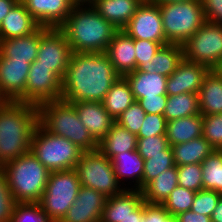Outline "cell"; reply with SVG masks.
Wrapping results in <instances>:
<instances>
[{"instance_id": "f35d334b", "label": "cell", "mask_w": 222, "mask_h": 222, "mask_svg": "<svg viewBox=\"0 0 222 222\" xmlns=\"http://www.w3.org/2000/svg\"><path fill=\"white\" fill-rule=\"evenodd\" d=\"M202 136L217 150H222V113L203 116Z\"/></svg>"}, {"instance_id": "836d02e7", "label": "cell", "mask_w": 222, "mask_h": 222, "mask_svg": "<svg viewBox=\"0 0 222 222\" xmlns=\"http://www.w3.org/2000/svg\"><path fill=\"white\" fill-rule=\"evenodd\" d=\"M203 189L222 194V150L215 149L201 163Z\"/></svg>"}, {"instance_id": "4dcf8cb0", "label": "cell", "mask_w": 222, "mask_h": 222, "mask_svg": "<svg viewBox=\"0 0 222 222\" xmlns=\"http://www.w3.org/2000/svg\"><path fill=\"white\" fill-rule=\"evenodd\" d=\"M171 147L176 166L195 163L201 164L215 150L203 136Z\"/></svg>"}, {"instance_id": "d6986e66", "label": "cell", "mask_w": 222, "mask_h": 222, "mask_svg": "<svg viewBox=\"0 0 222 222\" xmlns=\"http://www.w3.org/2000/svg\"><path fill=\"white\" fill-rule=\"evenodd\" d=\"M69 103L75 107L80 121L97 142L107 134L115 122L102 102L81 101Z\"/></svg>"}, {"instance_id": "db71d44e", "label": "cell", "mask_w": 222, "mask_h": 222, "mask_svg": "<svg viewBox=\"0 0 222 222\" xmlns=\"http://www.w3.org/2000/svg\"><path fill=\"white\" fill-rule=\"evenodd\" d=\"M74 6H92L95 0H70Z\"/></svg>"}, {"instance_id": "3957f363", "label": "cell", "mask_w": 222, "mask_h": 222, "mask_svg": "<svg viewBox=\"0 0 222 222\" xmlns=\"http://www.w3.org/2000/svg\"><path fill=\"white\" fill-rule=\"evenodd\" d=\"M72 52L104 53L118 31L92 6H74L60 27Z\"/></svg>"}, {"instance_id": "6f0895ef", "label": "cell", "mask_w": 222, "mask_h": 222, "mask_svg": "<svg viewBox=\"0 0 222 222\" xmlns=\"http://www.w3.org/2000/svg\"><path fill=\"white\" fill-rule=\"evenodd\" d=\"M2 166H3V164L0 162V170H2Z\"/></svg>"}, {"instance_id": "f6af8a7d", "label": "cell", "mask_w": 222, "mask_h": 222, "mask_svg": "<svg viewBox=\"0 0 222 222\" xmlns=\"http://www.w3.org/2000/svg\"><path fill=\"white\" fill-rule=\"evenodd\" d=\"M162 46L161 43L150 40H134L135 55H136V69L142 64H150L153 56Z\"/></svg>"}, {"instance_id": "e575fe53", "label": "cell", "mask_w": 222, "mask_h": 222, "mask_svg": "<svg viewBox=\"0 0 222 222\" xmlns=\"http://www.w3.org/2000/svg\"><path fill=\"white\" fill-rule=\"evenodd\" d=\"M174 165L173 149L171 146L162 151V154L147 155V159L144 160L142 188L155 179L161 172Z\"/></svg>"}, {"instance_id": "c3c4849f", "label": "cell", "mask_w": 222, "mask_h": 222, "mask_svg": "<svg viewBox=\"0 0 222 222\" xmlns=\"http://www.w3.org/2000/svg\"><path fill=\"white\" fill-rule=\"evenodd\" d=\"M206 21L222 24V0H201Z\"/></svg>"}, {"instance_id": "5bb4252c", "label": "cell", "mask_w": 222, "mask_h": 222, "mask_svg": "<svg viewBox=\"0 0 222 222\" xmlns=\"http://www.w3.org/2000/svg\"><path fill=\"white\" fill-rule=\"evenodd\" d=\"M30 65L26 61H9L0 55V101L26 103Z\"/></svg>"}, {"instance_id": "f907efd6", "label": "cell", "mask_w": 222, "mask_h": 222, "mask_svg": "<svg viewBox=\"0 0 222 222\" xmlns=\"http://www.w3.org/2000/svg\"><path fill=\"white\" fill-rule=\"evenodd\" d=\"M18 1L19 0H0V25L3 22V19Z\"/></svg>"}, {"instance_id": "d4e9b609", "label": "cell", "mask_w": 222, "mask_h": 222, "mask_svg": "<svg viewBox=\"0 0 222 222\" xmlns=\"http://www.w3.org/2000/svg\"><path fill=\"white\" fill-rule=\"evenodd\" d=\"M128 81L135 101L144 97L167 95V77L158 73L135 71L124 76Z\"/></svg>"}, {"instance_id": "4fadbf2b", "label": "cell", "mask_w": 222, "mask_h": 222, "mask_svg": "<svg viewBox=\"0 0 222 222\" xmlns=\"http://www.w3.org/2000/svg\"><path fill=\"white\" fill-rule=\"evenodd\" d=\"M62 80L48 67L30 66L26 83V103L39 106L42 103L61 100Z\"/></svg>"}, {"instance_id": "11a10c76", "label": "cell", "mask_w": 222, "mask_h": 222, "mask_svg": "<svg viewBox=\"0 0 222 222\" xmlns=\"http://www.w3.org/2000/svg\"><path fill=\"white\" fill-rule=\"evenodd\" d=\"M154 3H176V2H184V1H192V0H150Z\"/></svg>"}, {"instance_id": "681fc988", "label": "cell", "mask_w": 222, "mask_h": 222, "mask_svg": "<svg viewBox=\"0 0 222 222\" xmlns=\"http://www.w3.org/2000/svg\"><path fill=\"white\" fill-rule=\"evenodd\" d=\"M178 222H211V217L192 212L191 210L177 215Z\"/></svg>"}, {"instance_id": "b9f144b4", "label": "cell", "mask_w": 222, "mask_h": 222, "mask_svg": "<svg viewBox=\"0 0 222 222\" xmlns=\"http://www.w3.org/2000/svg\"><path fill=\"white\" fill-rule=\"evenodd\" d=\"M18 202L8 186L7 177L0 170V222H10Z\"/></svg>"}, {"instance_id": "6da1fadb", "label": "cell", "mask_w": 222, "mask_h": 222, "mask_svg": "<svg viewBox=\"0 0 222 222\" xmlns=\"http://www.w3.org/2000/svg\"><path fill=\"white\" fill-rule=\"evenodd\" d=\"M119 77L105 52H72L62 79L61 99L66 102H102Z\"/></svg>"}, {"instance_id": "d590c367", "label": "cell", "mask_w": 222, "mask_h": 222, "mask_svg": "<svg viewBox=\"0 0 222 222\" xmlns=\"http://www.w3.org/2000/svg\"><path fill=\"white\" fill-rule=\"evenodd\" d=\"M196 192L177 185L163 202L162 206L172 215L191 210Z\"/></svg>"}, {"instance_id": "1f68e13d", "label": "cell", "mask_w": 222, "mask_h": 222, "mask_svg": "<svg viewBox=\"0 0 222 222\" xmlns=\"http://www.w3.org/2000/svg\"><path fill=\"white\" fill-rule=\"evenodd\" d=\"M134 102L135 99L128 81L125 77L120 76L105 95L102 104L116 120Z\"/></svg>"}, {"instance_id": "ba28073f", "label": "cell", "mask_w": 222, "mask_h": 222, "mask_svg": "<svg viewBox=\"0 0 222 222\" xmlns=\"http://www.w3.org/2000/svg\"><path fill=\"white\" fill-rule=\"evenodd\" d=\"M80 188L75 169L52 171L39 203L53 222H60L76 200Z\"/></svg>"}, {"instance_id": "ac0fdd59", "label": "cell", "mask_w": 222, "mask_h": 222, "mask_svg": "<svg viewBox=\"0 0 222 222\" xmlns=\"http://www.w3.org/2000/svg\"><path fill=\"white\" fill-rule=\"evenodd\" d=\"M111 161L116 178L123 189H142L144 159L137 150L118 153Z\"/></svg>"}, {"instance_id": "8fae6325", "label": "cell", "mask_w": 222, "mask_h": 222, "mask_svg": "<svg viewBox=\"0 0 222 222\" xmlns=\"http://www.w3.org/2000/svg\"><path fill=\"white\" fill-rule=\"evenodd\" d=\"M72 49L60 28L40 26V43L37 59L30 66H45L61 80L68 67Z\"/></svg>"}, {"instance_id": "bcb514c9", "label": "cell", "mask_w": 222, "mask_h": 222, "mask_svg": "<svg viewBox=\"0 0 222 222\" xmlns=\"http://www.w3.org/2000/svg\"><path fill=\"white\" fill-rule=\"evenodd\" d=\"M140 222H178L162 205L143 202V218Z\"/></svg>"}, {"instance_id": "ee69618b", "label": "cell", "mask_w": 222, "mask_h": 222, "mask_svg": "<svg viewBox=\"0 0 222 222\" xmlns=\"http://www.w3.org/2000/svg\"><path fill=\"white\" fill-rule=\"evenodd\" d=\"M167 120L163 115L146 114L140 127L137 138H146L155 135H166Z\"/></svg>"}, {"instance_id": "7402d4cb", "label": "cell", "mask_w": 222, "mask_h": 222, "mask_svg": "<svg viewBox=\"0 0 222 222\" xmlns=\"http://www.w3.org/2000/svg\"><path fill=\"white\" fill-rule=\"evenodd\" d=\"M40 43V26L31 34L0 41V55L9 61L33 63L37 59Z\"/></svg>"}, {"instance_id": "9c48e42d", "label": "cell", "mask_w": 222, "mask_h": 222, "mask_svg": "<svg viewBox=\"0 0 222 222\" xmlns=\"http://www.w3.org/2000/svg\"><path fill=\"white\" fill-rule=\"evenodd\" d=\"M74 169L81 186L95 189L105 197L124 190L116 178L112 161L98 149L83 152Z\"/></svg>"}, {"instance_id": "83f0119b", "label": "cell", "mask_w": 222, "mask_h": 222, "mask_svg": "<svg viewBox=\"0 0 222 222\" xmlns=\"http://www.w3.org/2000/svg\"><path fill=\"white\" fill-rule=\"evenodd\" d=\"M183 58V46L168 43L160 47L150 64H142L138 70L151 74L158 73L168 77L176 70Z\"/></svg>"}, {"instance_id": "4316f807", "label": "cell", "mask_w": 222, "mask_h": 222, "mask_svg": "<svg viewBox=\"0 0 222 222\" xmlns=\"http://www.w3.org/2000/svg\"><path fill=\"white\" fill-rule=\"evenodd\" d=\"M137 139V135L114 122L107 134L98 142V150L111 160L118 153L136 150Z\"/></svg>"}, {"instance_id": "f1b7e54d", "label": "cell", "mask_w": 222, "mask_h": 222, "mask_svg": "<svg viewBox=\"0 0 222 222\" xmlns=\"http://www.w3.org/2000/svg\"><path fill=\"white\" fill-rule=\"evenodd\" d=\"M203 116L197 114L167 122L166 138L169 146L188 142L202 136Z\"/></svg>"}, {"instance_id": "cb8c5ba5", "label": "cell", "mask_w": 222, "mask_h": 222, "mask_svg": "<svg viewBox=\"0 0 222 222\" xmlns=\"http://www.w3.org/2000/svg\"><path fill=\"white\" fill-rule=\"evenodd\" d=\"M144 0H95L92 7L117 30H122Z\"/></svg>"}, {"instance_id": "f546056e", "label": "cell", "mask_w": 222, "mask_h": 222, "mask_svg": "<svg viewBox=\"0 0 222 222\" xmlns=\"http://www.w3.org/2000/svg\"><path fill=\"white\" fill-rule=\"evenodd\" d=\"M178 185L177 166L161 172L142 189L143 201L148 204L162 205L171 191Z\"/></svg>"}, {"instance_id": "7c38bea8", "label": "cell", "mask_w": 222, "mask_h": 222, "mask_svg": "<svg viewBox=\"0 0 222 222\" xmlns=\"http://www.w3.org/2000/svg\"><path fill=\"white\" fill-rule=\"evenodd\" d=\"M122 30L134 40H150L162 45L169 43L165 37L160 7L150 0L142 1Z\"/></svg>"}, {"instance_id": "f5cc1de1", "label": "cell", "mask_w": 222, "mask_h": 222, "mask_svg": "<svg viewBox=\"0 0 222 222\" xmlns=\"http://www.w3.org/2000/svg\"><path fill=\"white\" fill-rule=\"evenodd\" d=\"M211 222H222V196L211 215Z\"/></svg>"}, {"instance_id": "5b68a950", "label": "cell", "mask_w": 222, "mask_h": 222, "mask_svg": "<svg viewBox=\"0 0 222 222\" xmlns=\"http://www.w3.org/2000/svg\"><path fill=\"white\" fill-rule=\"evenodd\" d=\"M2 171L18 203L41 200L50 171L31 151L3 164Z\"/></svg>"}, {"instance_id": "74e56055", "label": "cell", "mask_w": 222, "mask_h": 222, "mask_svg": "<svg viewBox=\"0 0 222 222\" xmlns=\"http://www.w3.org/2000/svg\"><path fill=\"white\" fill-rule=\"evenodd\" d=\"M178 185L194 192L203 189L201 164H185L177 166Z\"/></svg>"}, {"instance_id": "484cf974", "label": "cell", "mask_w": 222, "mask_h": 222, "mask_svg": "<svg viewBox=\"0 0 222 222\" xmlns=\"http://www.w3.org/2000/svg\"><path fill=\"white\" fill-rule=\"evenodd\" d=\"M198 100L202 116L222 113V77L215 70L205 76Z\"/></svg>"}, {"instance_id": "7dc6e473", "label": "cell", "mask_w": 222, "mask_h": 222, "mask_svg": "<svg viewBox=\"0 0 222 222\" xmlns=\"http://www.w3.org/2000/svg\"><path fill=\"white\" fill-rule=\"evenodd\" d=\"M168 95H158V97H144L137 100L146 114L163 115Z\"/></svg>"}, {"instance_id": "9f6ffc18", "label": "cell", "mask_w": 222, "mask_h": 222, "mask_svg": "<svg viewBox=\"0 0 222 222\" xmlns=\"http://www.w3.org/2000/svg\"><path fill=\"white\" fill-rule=\"evenodd\" d=\"M222 77V60L218 63V65L213 69Z\"/></svg>"}, {"instance_id": "7a4b0ae2", "label": "cell", "mask_w": 222, "mask_h": 222, "mask_svg": "<svg viewBox=\"0 0 222 222\" xmlns=\"http://www.w3.org/2000/svg\"><path fill=\"white\" fill-rule=\"evenodd\" d=\"M38 124V106L0 101V162L2 164L30 151L32 136Z\"/></svg>"}, {"instance_id": "9a60e30c", "label": "cell", "mask_w": 222, "mask_h": 222, "mask_svg": "<svg viewBox=\"0 0 222 222\" xmlns=\"http://www.w3.org/2000/svg\"><path fill=\"white\" fill-rule=\"evenodd\" d=\"M210 70L206 65L190 62L183 58L176 70L167 77V95L198 94L204 78Z\"/></svg>"}, {"instance_id": "277c9868", "label": "cell", "mask_w": 222, "mask_h": 222, "mask_svg": "<svg viewBox=\"0 0 222 222\" xmlns=\"http://www.w3.org/2000/svg\"><path fill=\"white\" fill-rule=\"evenodd\" d=\"M39 124L49 133L65 137L84 152L98 149V142L80 121L75 107L64 100L38 106Z\"/></svg>"}, {"instance_id": "52a82bcc", "label": "cell", "mask_w": 222, "mask_h": 222, "mask_svg": "<svg viewBox=\"0 0 222 222\" xmlns=\"http://www.w3.org/2000/svg\"><path fill=\"white\" fill-rule=\"evenodd\" d=\"M157 4L169 43L183 45L206 22L201 0Z\"/></svg>"}, {"instance_id": "7bdbcfd3", "label": "cell", "mask_w": 222, "mask_h": 222, "mask_svg": "<svg viewBox=\"0 0 222 222\" xmlns=\"http://www.w3.org/2000/svg\"><path fill=\"white\" fill-rule=\"evenodd\" d=\"M169 147L166 135H155L137 139V152L146 160L147 155L162 154Z\"/></svg>"}, {"instance_id": "30bf717a", "label": "cell", "mask_w": 222, "mask_h": 222, "mask_svg": "<svg viewBox=\"0 0 222 222\" xmlns=\"http://www.w3.org/2000/svg\"><path fill=\"white\" fill-rule=\"evenodd\" d=\"M182 46L185 60L214 69L222 60V24L206 21Z\"/></svg>"}, {"instance_id": "8992f818", "label": "cell", "mask_w": 222, "mask_h": 222, "mask_svg": "<svg viewBox=\"0 0 222 222\" xmlns=\"http://www.w3.org/2000/svg\"><path fill=\"white\" fill-rule=\"evenodd\" d=\"M30 151L50 172L74 169L84 152L65 137L49 133L40 124L34 130Z\"/></svg>"}, {"instance_id": "2e32d148", "label": "cell", "mask_w": 222, "mask_h": 222, "mask_svg": "<svg viewBox=\"0 0 222 222\" xmlns=\"http://www.w3.org/2000/svg\"><path fill=\"white\" fill-rule=\"evenodd\" d=\"M106 198L95 189L81 186L76 200L60 222H101Z\"/></svg>"}, {"instance_id": "8d00e7d4", "label": "cell", "mask_w": 222, "mask_h": 222, "mask_svg": "<svg viewBox=\"0 0 222 222\" xmlns=\"http://www.w3.org/2000/svg\"><path fill=\"white\" fill-rule=\"evenodd\" d=\"M10 222H53L39 202L17 203Z\"/></svg>"}, {"instance_id": "ffe728a7", "label": "cell", "mask_w": 222, "mask_h": 222, "mask_svg": "<svg viewBox=\"0 0 222 222\" xmlns=\"http://www.w3.org/2000/svg\"><path fill=\"white\" fill-rule=\"evenodd\" d=\"M116 72L124 77L136 70L134 39L123 30H118L105 52Z\"/></svg>"}, {"instance_id": "44dd1931", "label": "cell", "mask_w": 222, "mask_h": 222, "mask_svg": "<svg viewBox=\"0 0 222 222\" xmlns=\"http://www.w3.org/2000/svg\"><path fill=\"white\" fill-rule=\"evenodd\" d=\"M143 202L141 190L124 189L117 195L107 197L101 222H122L132 216V212Z\"/></svg>"}, {"instance_id": "60d3db41", "label": "cell", "mask_w": 222, "mask_h": 222, "mask_svg": "<svg viewBox=\"0 0 222 222\" xmlns=\"http://www.w3.org/2000/svg\"><path fill=\"white\" fill-rule=\"evenodd\" d=\"M221 196V193L213 190H199L194 197L191 211L211 217Z\"/></svg>"}, {"instance_id": "d6a6232c", "label": "cell", "mask_w": 222, "mask_h": 222, "mask_svg": "<svg viewBox=\"0 0 222 222\" xmlns=\"http://www.w3.org/2000/svg\"><path fill=\"white\" fill-rule=\"evenodd\" d=\"M201 114L198 94L182 93L168 96L163 116L168 121Z\"/></svg>"}, {"instance_id": "603a6c76", "label": "cell", "mask_w": 222, "mask_h": 222, "mask_svg": "<svg viewBox=\"0 0 222 222\" xmlns=\"http://www.w3.org/2000/svg\"><path fill=\"white\" fill-rule=\"evenodd\" d=\"M39 27L22 1H18L0 25V41L33 33Z\"/></svg>"}, {"instance_id": "e0dca14e", "label": "cell", "mask_w": 222, "mask_h": 222, "mask_svg": "<svg viewBox=\"0 0 222 222\" xmlns=\"http://www.w3.org/2000/svg\"><path fill=\"white\" fill-rule=\"evenodd\" d=\"M26 10L41 27L60 28L74 5L70 0H23Z\"/></svg>"}, {"instance_id": "ab89813d", "label": "cell", "mask_w": 222, "mask_h": 222, "mask_svg": "<svg viewBox=\"0 0 222 222\" xmlns=\"http://www.w3.org/2000/svg\"><path fill=\"white\" fill-rule=\"evenodd\" d=\"M145 115L146 113L141 105L135 101L119 115L115 122L125 127L131 133L137 135L144 122Z\"/></svg>"}, {"instance_id": "816d5d0a", "label": "cell", "mask_w": 222, "mask_h": 222, "mask_svg": "<svg viewBox=\"0 0 222 222\" xmlns=\"http://www.w3.org/2000/svg\"><path fill=\"white\" fill-rule=\"evenodd\" d=\"M142 218H143V203L135 211L132 212V216L126 218L122 222H140Z\"/></svg>"}]
</instances>
